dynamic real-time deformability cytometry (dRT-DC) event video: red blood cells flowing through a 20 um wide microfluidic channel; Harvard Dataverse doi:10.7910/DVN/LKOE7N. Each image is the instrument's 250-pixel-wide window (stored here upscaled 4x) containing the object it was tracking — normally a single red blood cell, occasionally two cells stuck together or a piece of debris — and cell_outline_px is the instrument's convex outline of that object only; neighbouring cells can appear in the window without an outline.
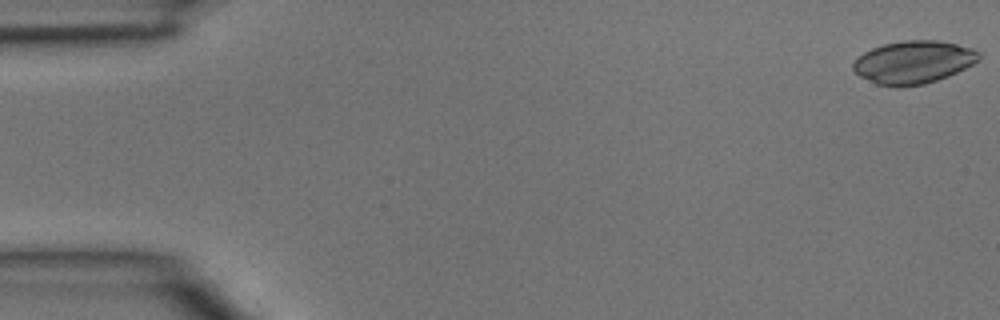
{"species": "common noctule bat (a hibernating species)", "species_latin": "Nyctalus noctula", "temperature_condition": "room temperature", "stored_images_in_passage": 44, "camera_frame_rate_fps": 3000, "um_per_image_px": 0.085, "animal": {"sex": "male", "body_mass_g": 15.6}, "frame": {"image": 1, "passage_image": 1, "time_ms": 0.0, "image_size_px": [1000, 320], "cell_outline_px": [[980, 56], [972, 64], [948, 76], [924, 84], [896, 88], [876, 84], [860, 76], [852, 68], [852, 64], [864, 52], [872, 48], [884, 44], [904, 40], [936, 40], [956, 44], [972, 48], [980, 52]], "centroid_in_image_um": [77.62, 5.29], "position_along_channel_um": 7.4, "area_um2": 31.21}}
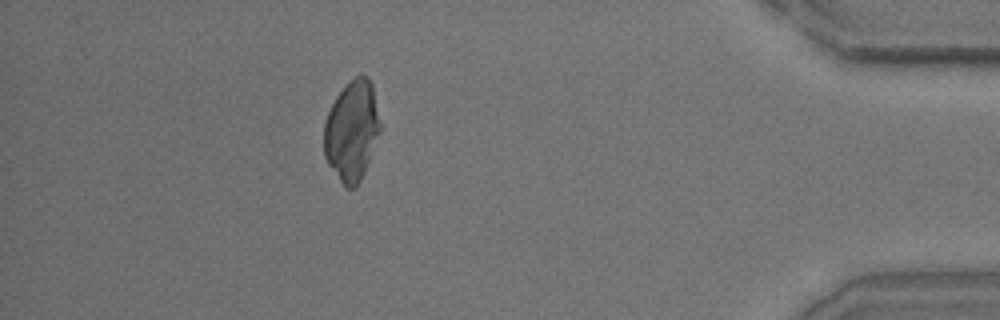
{"frame": {"image": 2, "passage_image": 41, "time_ms": 13.333, "image_size_px": [1000, 320], "cell_outline_px": [[380, 132], [364, 172], [360, 180], [352, 188], [348, 188], [340, 180], [328, 164], [324, 156], [324, 124], [328, 112], [336, 96], [360, 72], [368, 76], [372, 84], [380, 124]], "centroid_in_image_um": [29.9, 11.09], "position_along_channel_um": 405.3, "area_um2": 32.31}}